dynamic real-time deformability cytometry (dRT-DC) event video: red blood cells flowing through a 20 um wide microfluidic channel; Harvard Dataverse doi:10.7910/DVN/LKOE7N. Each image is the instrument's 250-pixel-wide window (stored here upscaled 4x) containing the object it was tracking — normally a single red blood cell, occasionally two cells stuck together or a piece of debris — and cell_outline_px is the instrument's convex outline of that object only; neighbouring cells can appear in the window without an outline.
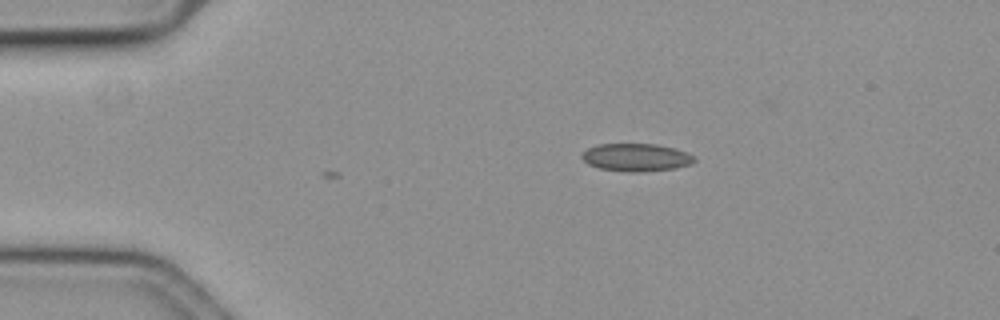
{"species": "common noctule bat (a hibernating species)", "species_latin": "Nyctalus noctula", "temperature_condition": "cold", "stored_images_in_passage": 2, "camera_frame_rate_fps": 3000, "um_per_image_px": 0.085, "animal": {"sex": "female", "body_mass_g": 19.3, "forearm_length_mm": 54.1}, "frame": {"image": 1, "passage_image": 2, "time_ms": 0.333, "image_size_px": [1000, 320], "cell_outline_px": [[696, 160], [692, 164], [676, 168], [640, 172], [628, 172], [600, 168], [588, 164], [580, 156], [588, 148], [596, 144], [656, 144], [676, 148], [688, 152], [696, 156]], "centroid_in_image_um": [54.13, 13.37], "position_along_channel_um": 30.9, "area_um2": 18.38}}